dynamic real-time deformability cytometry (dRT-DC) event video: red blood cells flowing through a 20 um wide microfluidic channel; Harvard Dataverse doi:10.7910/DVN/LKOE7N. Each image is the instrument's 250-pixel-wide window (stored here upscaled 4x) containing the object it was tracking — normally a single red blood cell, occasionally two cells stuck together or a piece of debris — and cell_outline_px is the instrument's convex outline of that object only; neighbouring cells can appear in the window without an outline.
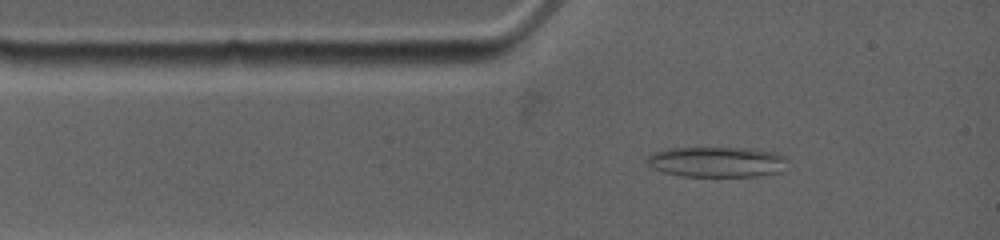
{"species": "common noctule bat (a hibernating species)", "species_latin": "Nyctalus noctula", "temperature_condition": "warm", "stored_images_in_passage": 26, "camera_frame_rate_fps": 4500, "um_per_image_px": 0.085, "animal": {"sex": "female", "body_mass_g": 19.0, "forearm_length_mm": 53.3}, "frame": {"image": 1, "passage_image": 3, "time_ms": 1.111, "image_size_px": [1000, 240], "cell_outline_px": [[788, 160], [780, 172], [760, 176], [680, 176], [664, 172], [652, 168], [648, 164], [648, 156], [652, 152], [668, 148], [752, 148], [776, 152], [788, 156]], "centroid_in_image_um": [60.97, 13.75], "position_along_channel_um": 24.0, "area_um2": 25.14}}
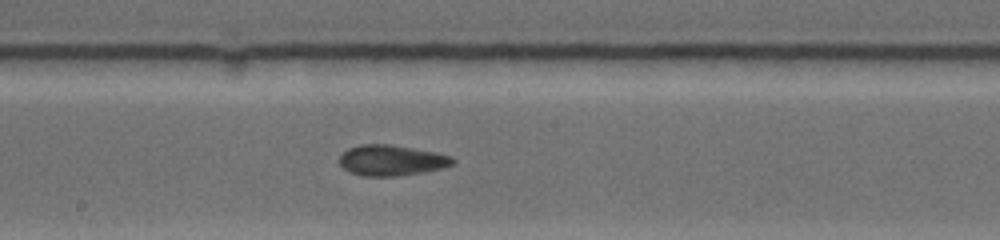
{"frame": {"image": 2, "passage_image": 13, "time_ms": 6.444, "image_size_px": [1000, 240], "cell_outline_px": [[456, 160], [452, 164], [440, 168], [424, 172], [400, 176], [364, 176], [348, 172], [340, 164], [340, 156], [348, 148], [360, 144], [388, 144], [436, 152], [452, 156]], "centroid_in_image_um": [33.27, 13.63], "position_along_channel_um": 214.9, "area_um2": 20.23}}
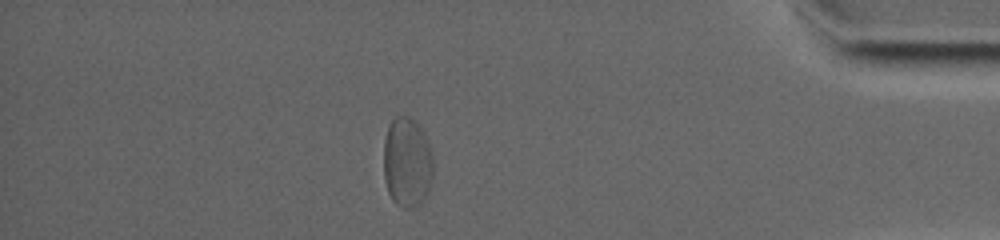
{"frame": {"image": 3, "passage_image": 21, "time_ms": 12.667, "image_size_px": [1000, 240], "cell_outline_px": [[432, 176], [428, 192], [420, 204], [416, 208], [404, 208], [396, 204], [392, 200], [388, 192], [384, 176], [384, 140], [388, 128], [392, 120], [396, 116], [408, 116], [416, 120], [424, 132], [432, 148]], "centroid_in_image_um": [34.61, 13.79], "position_along_channel_um": 400.6, "area_um2": 26.36}, "authors_computed_cell_mechanics": {"area_um2": 20.9236, "velocity_mm_per_s": 3.7452, "shape_relaxation_time_tau1_ms": 9.5909, "shape_relaxation_time_tau2_ms": null, "deformation_change_tau1": 0.1617, "deformation_change_tau2": null}}